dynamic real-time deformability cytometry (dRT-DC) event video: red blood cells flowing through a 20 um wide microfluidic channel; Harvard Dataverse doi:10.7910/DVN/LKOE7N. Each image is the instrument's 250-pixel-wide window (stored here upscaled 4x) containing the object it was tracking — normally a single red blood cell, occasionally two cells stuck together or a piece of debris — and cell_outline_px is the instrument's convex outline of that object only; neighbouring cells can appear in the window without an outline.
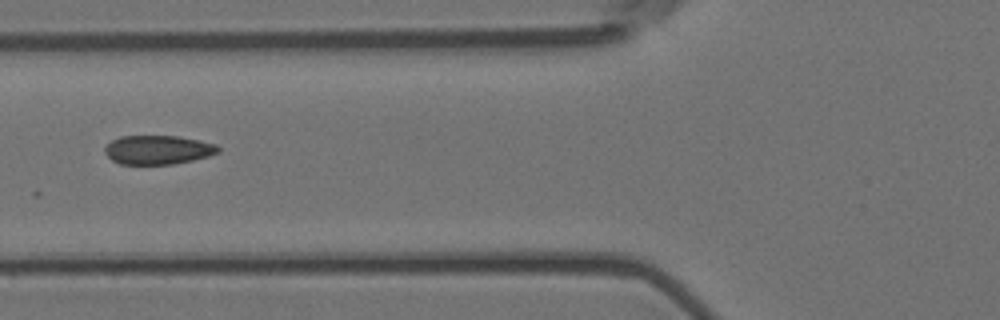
{"species": "Egyptian fruit bat (a non-hibernating species)", "species_latin": "Rousettus aegyptiacus", "temperature_condition": "room temperature", "stored_images_in_passage": 5, "camera_frame_rate_fps": 3000, "um_per_image_px": 0.085, "animal": {"sex": "female"}, "frame": {"image": 1, "passage_image": 3, "time_ms": 0.667, "image_size_px": [1000, 320], "cell_outline_px": [[220, 152], [208, 156], [192, 160], [172, 164], [120, 164], [112, 160], [104, 152], [104, 148], [112, 140], [120, 136], [180, 136], [200, 140], [216, 144], [220, 148]], "centroid_in_image_um": [13.44, 12.73], "position_along_channel_um": 112.4, "area_um2": 19.19}}
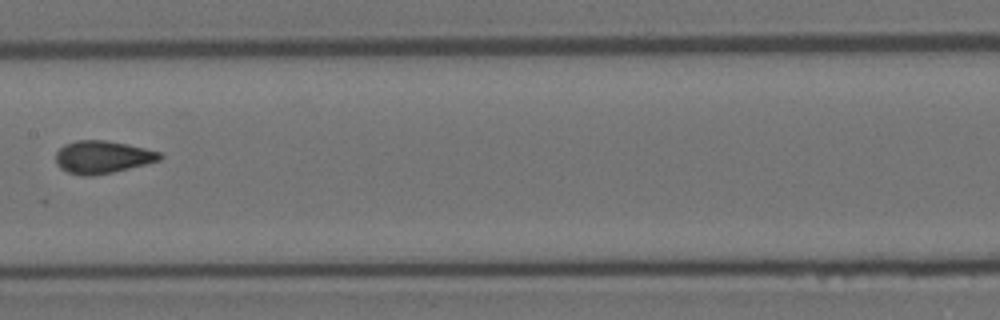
{"frame": {"image": 2, "passage_image": 5, "time_ms": 1.333, "image_size_px": [1000, 320], "cell_outline_px": [[164, 156], [160, 160], [112, 172], [92, 176], [80, 176], [68, 172], [60, 168], [56, 164], [56, 152], [64, 144], [76, 140], [104, 140], [128, 144], [160, 152]], "centroid_in_image_um": [8.68, 13.35], "position_along_channel_um": 198.7, "area_um2": 19.77}}